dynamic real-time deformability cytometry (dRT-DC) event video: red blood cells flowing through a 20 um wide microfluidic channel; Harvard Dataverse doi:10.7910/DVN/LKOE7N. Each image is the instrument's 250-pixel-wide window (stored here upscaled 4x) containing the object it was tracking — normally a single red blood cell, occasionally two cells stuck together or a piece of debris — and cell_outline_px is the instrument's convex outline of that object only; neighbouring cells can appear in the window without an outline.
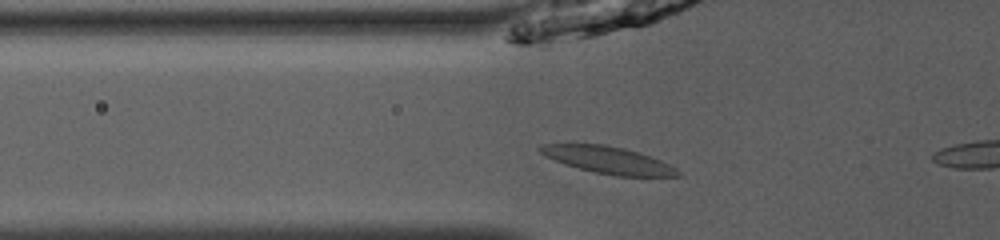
{"species": "common noctule bat (a hibernating species)", "species_latin": "Nyctalus noctula", "temperature_condition": "room temperature", "stored_images_in_passage": 17, "camera_frame_rate_fps": 3000, "um_per_image_px": 0.085, "animal": {"sex": "male", "body_mass_g": 13.0, "forearm_length_mm": 53.1}, "frame": {"image": 1, "passage_image": 15, "time_ms": 4.667, "image_size_px": [1000, 240], "cell_outline_px": [[684, 176], [616, 176], [596, 172], [580, 168], [556, 160], [540, 152], [536, 148], [540, 144], [604, 144], [624, 148], [640, 152], [660, 160], [676, 168]], "centroid_in_image_um": [51.74, 13.59], "position_along_channel_um": 74.1, "area_um2": 21.39}}